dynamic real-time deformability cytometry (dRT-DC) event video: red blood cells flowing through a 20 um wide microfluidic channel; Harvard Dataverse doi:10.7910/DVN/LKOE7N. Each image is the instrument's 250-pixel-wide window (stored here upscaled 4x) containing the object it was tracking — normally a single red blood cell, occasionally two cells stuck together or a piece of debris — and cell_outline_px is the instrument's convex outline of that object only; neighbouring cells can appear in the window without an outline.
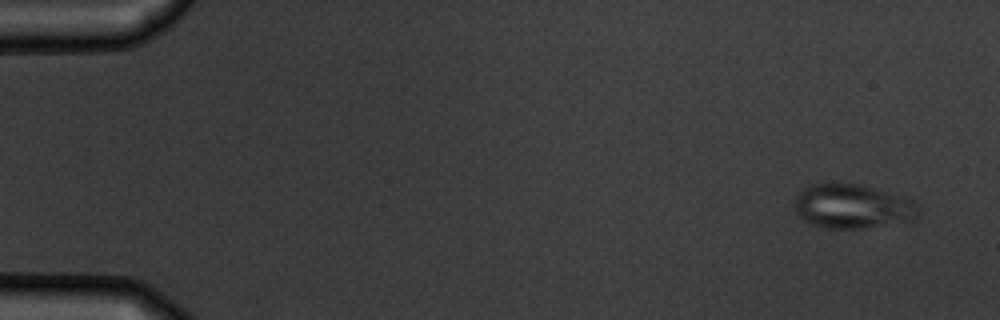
{"species": "common noctule bat (a hibernating species)", "species_latin": "Nyctalus noctula", "temperature_condition": "warm", "stored_images_in_passage": 6, "camera_frame_rate_fps": 3000, "um_per_image_px": 0.085, "animal": {"sex": "male", "body_mass_g": 19.5, "forearm_length_mm": 54.6}, "frame": {"image": 1, "passage_image": 1, "time_ms": 0.0, "image_size_px": [1000, 320], "cell_outline_px": [[920, 216], [916, 220], [864, 228], [824, 228], [812, 224], [804, 220], [796, 212], [796, 192], [808, 184], [832, 180], [840, 180], [860, 184], [904, 196], [912, 200], [920, 208]], "centroid_in_image_um": [72.46, 17.49], "position_along_channel_um": 12.5, "area_um2": 33.06}}